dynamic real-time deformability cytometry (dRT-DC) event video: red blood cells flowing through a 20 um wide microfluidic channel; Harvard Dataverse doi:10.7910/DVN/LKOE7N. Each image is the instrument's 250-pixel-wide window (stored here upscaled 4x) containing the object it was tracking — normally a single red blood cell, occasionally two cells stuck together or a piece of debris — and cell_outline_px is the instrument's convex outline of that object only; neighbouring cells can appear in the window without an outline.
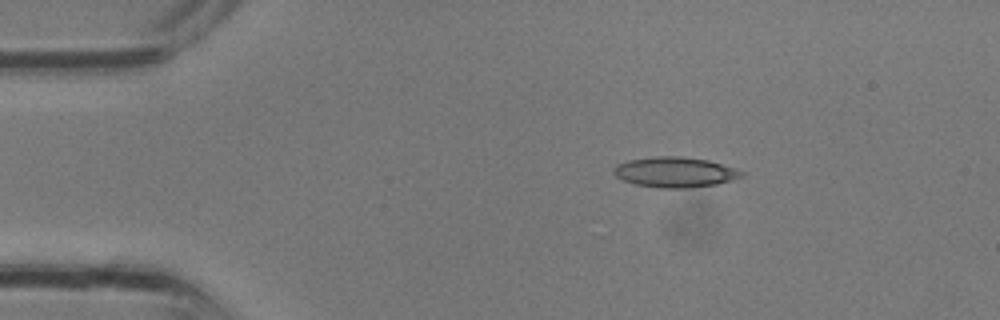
{"species": "common noctule bat (a hibernating species)", "species_latin": "Nyctalus noctula", "temperature_condition": "room temperature", "stored_images_in_passage": 3, "camera_frame_rate_fps": 3000, "um_per_image_px": 0.085, "animal": {"sex": "male", "body_mass_g": 13.3}, "frame": {"image": 1, "passage_image": 1, "time_ms": 0.0, "image_size_px": [1000, 320], "cell_outline_px": [[744, 176], [732, 180], [716, 184], [688, 188], [656, 188], [636, 184], [624, 180], [616, 176], [612, 172], [612, 168], [616, 164], [628, 160], [656, 156], [680, 156], [708, 160], [744, 172]], "centroid_in_image_um": [57.33, 14.63], "position_along_channel_um": 27.7, "area_um2": 22.54}}